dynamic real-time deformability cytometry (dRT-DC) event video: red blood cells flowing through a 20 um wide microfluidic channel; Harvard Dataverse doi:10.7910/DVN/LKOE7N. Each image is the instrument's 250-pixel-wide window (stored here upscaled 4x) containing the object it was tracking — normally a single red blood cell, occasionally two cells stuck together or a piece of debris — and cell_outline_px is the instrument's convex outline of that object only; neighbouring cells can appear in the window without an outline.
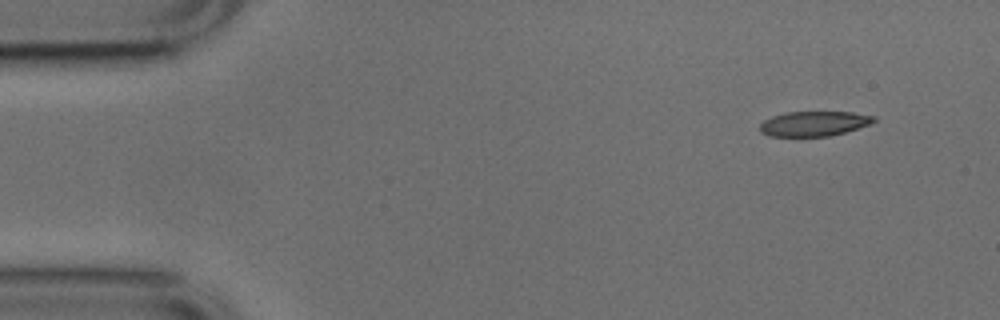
{"species": "common noctule bat (a hibernating species)", "species_latin": "Nyctalus noctula", "temperature_condition": "cold", "stored_images_in_passage": 4, "camera_frame_rate_fps": 3000, "um_per_image_px": 0.085, "animal": {"sex": "male", "body_mass_g": 17.9, "forearm_length_mm": 54.2}, "frame": {"image": 1, "passage_image": 1, "time_ms": 0.0, "image_size_px": [1000, 320], "cell_outline_px": [[876, 120], [872, 124], [844, 132], [828, 136], [768, 136], [760, 132], [760, 124], [764, 120], [772, 116], [784, 112], [852, 112], [876, 116]], "centroid_in_image_um": [69.19, 10.5], "position_along_channel_um": 15.8, "area_um2": 16.59}}
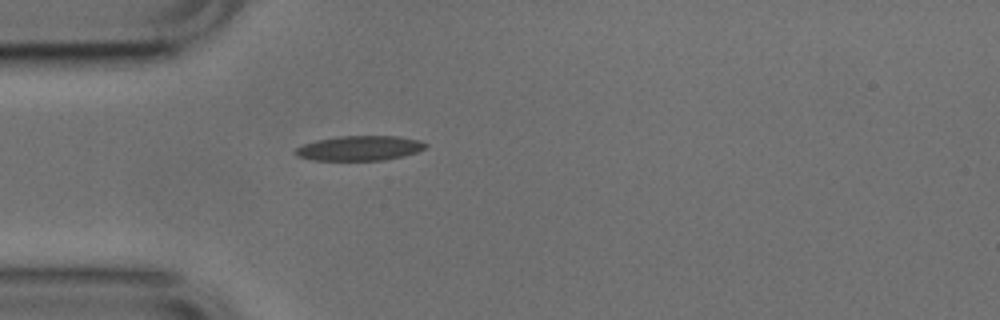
{"frame": {"image": 2, "passage_image": 4, "time_ms": 1.0, "image_size_px": [1000, 320], "cell_outline_px": [[428, 144], [424, 148], [416, 152], [404, 156], [384, 160], [312, 160], [296, 156], [292, 152], [296, 148], [304, 144], [316, 140], [340, 136], [400, 136], [420, 140]], "centroid_in_image_um": [30.55, 12.59], "position_along_channel_um": 54.4, "area_um2": 18.9}}